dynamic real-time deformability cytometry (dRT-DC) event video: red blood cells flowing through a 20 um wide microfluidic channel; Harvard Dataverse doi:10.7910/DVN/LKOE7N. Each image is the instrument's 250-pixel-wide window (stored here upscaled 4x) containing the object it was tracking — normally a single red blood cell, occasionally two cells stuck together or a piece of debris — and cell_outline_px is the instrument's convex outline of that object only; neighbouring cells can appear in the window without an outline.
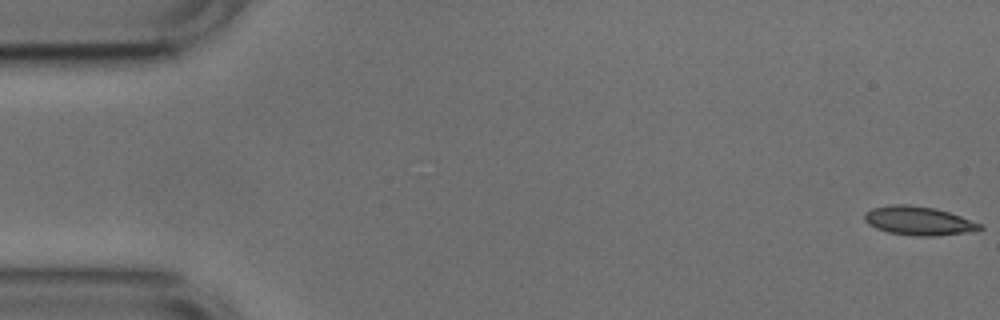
{"species": "common noctule bat (a hibernating species)", "species_latin": "Nyctalus noctula", "temperature_condition": "cold", "stored_images_in_passage": 24, "camera_frame_rate_fps": 3000, "um_per_image_px": 0.085, "animal": {"sex": "male", "body_mass_g": 17.9, "forearm_length_mm": 54.2}, "frame": {"image": 1, "passage_image": 1, "time_ms": 0.0, "image_size_px": [1000, 320], "cell_outline_px": [[984, 228], [964, 232], [936, 236], [916, 236], [888, 232], [876, 228], [868, 224], [864, 220], [864, 212], [872, 208], [892, 204], [908, 204], [932, 208], [948, 212], [984, 224]], "centroid_in_image_um": [78.05, 18.76], "position_along_channel_um": 7.0, "area_um2": 19.25}}
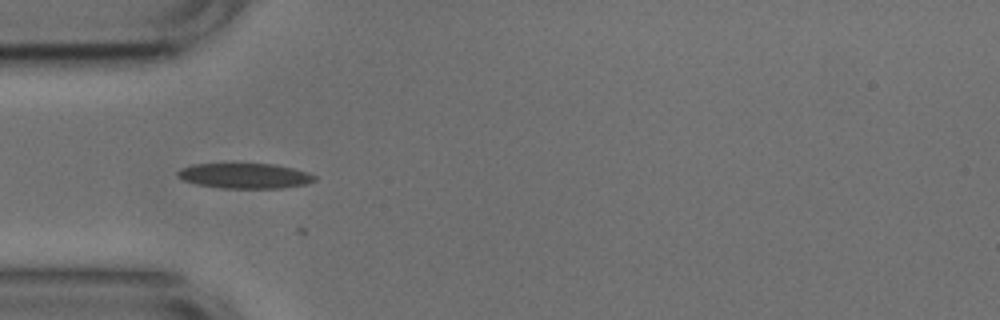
{"frame": {"image": 2, "passage_image": 16, "time_ms": 5.0, "image_size_px": [1000, 320], "cell_outline_px": [[316, 180], [304, 184], [280, 188], [220, 188], [196, 184], [184, 180], [176, 176], [176, 172], [180, 168], [192, 164], [276, 164], [308, 172], [316, 176]], "centroid_in_image_um": [20.78, 14.94], "position_along_channel_um": 64.2, "area_um2": 20.11}}